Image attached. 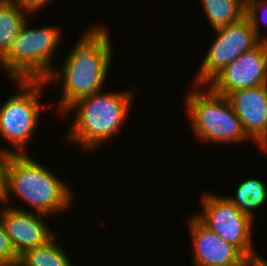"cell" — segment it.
Instances as JSON below:
<instances>
[{
  "instance_id": "6da1fadb",
  "label": "cell",
  "mask_w": 267,
  "mask_h": 266,
  "mask_svg": "<svg viewBox=\"0 0 267 266\" xmlns=\"http://www.w3.org/2000/svg\"><path fill=\"white\" fill-rule=\"evenodd\" d=\"M108 27L93 24L77 44L71 48L63 60L61 69L54 68L46 79L47 85L60 88L62 96L58 101V114L61 115L75 102L104 89L111 71L113 49ZM62 81V82H61Z\"/></svg>"
},
{
  "instance_id": "e0dca14e",
  "label": "cell",
  "mask_w": 267,
  "mask_h": 266,
  "mask_svg": "<svg viewBox=\"0 0 267 266\" xmlns=\"http://www.w3.org/2000/svg\"><path fill=\"white\" fill-rule=\"evenodd\" d=\"M245 16L250 20L251 26L253 27L257 37L262 41L264 37L263 35H261L262 33H260L261 32L260 26L261 22H263L262 25L267 24V1L245 0Z\"/></svg>"
},
{
  "instance_id": "603a6c76",
  "label": "cell",
  "mask_w": 267,
  "mask_h": 266,
  "mask_svg": "<svg viewBox=\"0 0 267 266\" xmlns=\"http://www.w3.org/2000/svg\"><path fill=\"white\" fill-rule=\"evenodd\" d=\"M266 35H264V39L262 40L266 49H267V36L265 37Z\"/></svg>"
},
{
  "instance_id": "5b68a950",
  "label": "cell",
  "mask_w": 267,
  "mask_h": 266,
  "mask_svg": "<svg viewBox=\"0 0 267 266\" xmlns=\"http://www.w3.org/2000/svg\"><path fill=\"white\" fill-rule=\"evenodd\" d=\"M56 26H28V19L13 40L0 67L14 80H46L54 70L53 58L60 50L62 31ZM58 48V49H57ZM54 55V56H53Z\"/></svg>"
},
{
  "instance_id": "ac0fdd59",
  "label": "cell",
  "mask_w": 267,
  "mask_h": 266,
  "mask_svg": "<svg viewBox=\"0 0 267 266\" xmlns=\"http://www.w3.org/2000/svg\"><path fill=\"white\" fill-rule=\"evenodd\" d=\"M19 263V257L15 253L12 244L0 223V266Z\"/></svg>"
},
{
  "instance_id": "9a60e30c",
  "label": "cell",
  "mask_w": 267,
  "mask_h": 266,
  "mask_svg": "<svg viewBox=\"0 0 267 266\" xmlns=\"http://www.w3.org/2000/svg\"><path fill=\"white\" fill-rule=\"evenodd\" d=\"M56 235L46 244L27 250L19 257L21 266H75Z\"/></svg>"
},
{
  "instance_id": "2e32d148",
  "label": "cell",
  "mask_w": 267,
  "mask_h": 266,
  "mask_svg": "<svg viewBox=\"0 0 267 266\" xmlns=\"http://www.w3.org/2000/svg\"><path fill=\"white\" fill-rule=\"evenodd\" d=\"M212 30L230 25L245 16V0H200Z\"/></svg>"
},
{
  "instance_id": "d6986e66",
  "label": "cell",
  "mask_w": 267,
  "mask_h": 266,
  "mask_svg": "<svg viewBox=\"0 0 267 266\" xmlns=\"http://www.w3.org/2000/svg\"><path fill=\"white\" fill-rule=\"evenodd\" d=\"M14 3H17L21 6L24 10L28 13L34 14L38 13L43 10L44 7H48L47 5L51 4L55 0H10Z\"/></svg>"
},
{
  "instance_id": "ffe728a7",
  "label": "cell",
  "mask_w": 267,
  "mask_h": 266,
  "mask_svg": "<svg viewBox=\"0 0 267 266\" xmlns=\"http://www.w3.org/2000/svg\"><path fill=\"white\" fill-rule=\"evenodd\" d=\"M1 148V146H0ZM12 148H1L0 149V205L3 203L4 199V185H5V167L7 163L8 155L11 154Z\"/></svg>"
},
{
  "instance_id": "5bb4252c",
  "label": "cell",
  "mask_w": 267,
  "mask_h": 266,
  "mask_svg": "<svg viewBox=\"0 0 267 266\" xmlns=\"http://www.w3.org/2000/svg\"><path fill=\"white\" fill-rule=\"evenodd\" d=\"M30 13L17 3L0 0V60L9 51Z\"/></svg>"
},
{
  "instance_id": "7402d4cb",
  "label": "cell",
  "mask_w": 267,
  "mask_h": 266,
  "mask_svg": "<svg viewBox=\"0 0 267 266\" xmlns=\"http://www.w3.org/2000/svg\"><path fill=\"white\" fill-rule=\"evenodd\" d=\"M260 149L261 151H264V154L265 152L267 153V142Z\"/></svg>"
},
{
  "instance_id": "8fae6325",
  "label": "cell",
  "mask_w": 267,
  "mask_h": 266,
  "mask_svg": "<svg viewBox=\"0 0 267 266\" xmlns=\"http://www.w3.org/2000/svg\"><path fill=\"white\" fill-rule=\"evenodd\" d=\"M188 227L195 266H244L247 258L232 244L203 225L193 214Z\"/></svg>"
},
{
  "instance_id": "4fadbf2b",
  "label": "cell",
  "mask_w": 267,
  "mask_h": 266,
  "mask_svg": "<svg viewBox=\"0 0 267 266\" xmlns=\"http://www.w3.org/2000/svg\"><path fill=\"white\" fill-rule=\"evenodd\" d=\"M236 208L255 221L256 210L267 203V185L260 178H247L240 182L235 194L225 195ZM255 214V216H254Z\"/></svg>"
},
{
  "instance_id": "277c9868",
  "label": "cell",
  "mask_w": 267,
  "mask_h": 266,
  "mask_svg": "<svg viewBox=\"0 0 267 266\" xmlns=\"http://www.w3.org/2000/svg\"><path fill=\"white\" fill-rule=\"evenodd\" d=\"M191 84L194 89L185 94L184 109H187L197 140L213 145L252 142L226 96L212 91L207 85Z\"/></svg>"
},
{
  "instance_id": "44dd1931",
  "label": "cell",
  "mask_w": 267,
  "mask_h": 266,
  "mask_svg": "<svg viewBox=\"0 0 267 266\" xmlns=\"http://www.w3.org/2000/svg\"><path fill=\"white\" fill-rule=\"evenodd\" d=\"M244 266H267V259L262 256L247 259Z\"/></svg>"
},
{
  "instance_id": "cb8c5ba5",
  "label": "cell",
  "mask_w": 267,
  "mask_h": 266,
  "mask_svg": "<svg viewBox=\"0 0 267 266\" xmlns=\"http://www.w3.org/2000/svg\"><path fill=\"white\" fill-rule=\"evenodd\" d=\"M7 266H21V265L19 263H15V264L7 265Z\"/></svg>"
},
{
  "instance_id": "52a82bcc",
  "label": "cell",
  "mask_w": 267,
  "mask_h": 266,
  "mask_svg": "<svg viewBox=\"0 0 267 266\" xmlns=\"http://www.w3.org/2000/svg\"><path fill=\"white\" fill-rule=\"evenodd\" d=\"M200 202V212L193 215L203 225L235 246L247 259L261 256L253 248L255 221L241 213L230 200L219 193L205 192Z\"/></svg>"
},
{
  "instance_id": "30bf717a",
  "label": "cell",
  "mask_w": 267,
  "mask_h": 266,
  "mask_svg": "<svg viewBox=\"0 0 267 266\" xmlns=\"http://www.w3.org/2000/svg\"><path fill=\"white\" fill-rule=\"evenodd\" d=\"M0 220L12 244L15 253L20 257L27 250L46 244L56 234L49 227L47 215L28 211L25 206L2 204Z\"/></svg>"
},
{
  "instance_id": "ba28073f",
  "label": "cell",
  "mask_w": 267,
  "mask_h": 266,
  "mask_svg": "<svg viewBox=\"0 0 267 266\" xmlns=\"http://www.w3.org/2000/svg\"><path fill=\"white\" fill-rule=\"evenodd\" d=\"M214 32L216 40L202 59L199 72L192 79L193 84L206 85L219 71L261 41L246 16Z\"/></svg>"
},
{
  "instance_id": "7c38bea8",
  "label": "cell",
  "mask_w": 267,
  "mask_h": 266,
  "mask_svg": "<svg viewBox=\"0 0 267 266\" xmlns=\"http://www.w3.org/2000/svg\"><path fill=\"white\" fill-rule=\"evenodd\" d=\"M226 97L247 136L261 148L267 142V84L238 89Z\"/></svg>"
},
{
  "instance_id": "3957f363",
  "label": "cell",
  "mask_w": 267,
  "mask_h": 266,
  "mask_svg": "<svg viewBox=\"0 0 267 266\" xmlns=\"http://www.w3.org/2000/svg\"><path fill=\"white\" fill-rule=\"evenodd\" d=\"M13 196L35 213L49 217L70 210L75 201L74 193L62 177L27 154L8 155L2 204H11Z\"/></svg>"
},
{
  "instance_id": "9c48e42d",
  "label": "cell",
  "mask_w": 267,
  "mask_h": 266,
  "mask_svg": "<svg viewBox=\"0 0 267 266\" xmlns=\"http://www.w3.org/2000/svg\"><path fill=\"white\" fill-rule=\"evenodd\" d=\"M267 84V49L260 41L219 71L206 85L214 92L227 96L238 89Z\"/></svg>"
},
{
  "instance_id": "8992f818",
  "label": "cell",
  "mask_w": 267,
  "mask_h": 266,
  "mask_svg": "<svg viewBox=\"0 0 267 266\" xmlns=\"http://www.w3.org/2000/svg\"><path fill=\"white\" fill-rule=\"evenodd\" d=\"M13 83L16 91L0 105V135L12 146L11 154H28L26 147L39 128L42 110L54 104L44 105L40 100L47 87L46 80H14Z\"/></svg>"
},
{
  "instance_id": "7a4b0ae2",
  "label": "cell",
  "mask_w": 267,
  "mask_h": 266,
  "mask_svg": "<svg viewBox=\"0 0 267 266\" xmlns=\"http://www.w3.org/2000/svg\"><path fill=\"white\" fill-rule=\"evenodd\" d=\"M136 88L117 92L103 89L72 104L61 115L64 117L73 113L74 118L66 132V142L75 143L80 146L78 149L89 153L108 144L112 137L121 133L124 122L129 120L131 105L137 97Z\"/></svg>"
}]
</instances>
